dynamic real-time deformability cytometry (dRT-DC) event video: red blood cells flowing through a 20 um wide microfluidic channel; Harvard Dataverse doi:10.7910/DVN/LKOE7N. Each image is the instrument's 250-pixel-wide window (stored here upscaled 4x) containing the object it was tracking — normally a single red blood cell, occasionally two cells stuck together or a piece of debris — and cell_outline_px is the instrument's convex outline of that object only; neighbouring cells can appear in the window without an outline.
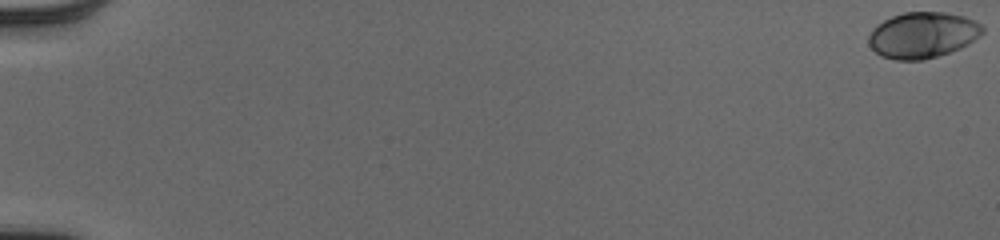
{"species": "human", "species_latin": "Homo sapiens", "temperature_condition": "cold", "stored_images_in_passage": 55, "camera_frame_rate_fps": 3000, "um_per_image_px": 0.085, "donor": {"sex": "male"}, "frame": {"image": 1, "passage_image": 1, "time_ms": 0.0, "image_size_px": [1000, 240], "cell_outline_px": [[984, 32], [980, 36], [968, 44], [960, 48], [924, 60], [896, 60], [880, 56], [868, 44], [868, 36], [872, 28], [876, 24], [892, 16], [904, 12], [944, 12], [964, 16], [980, 24], [984, 28]], "centroid_in_image_um": [78.4, 2.98], "position_along_channel_um": 6.6, "area_um2": 30.58}}
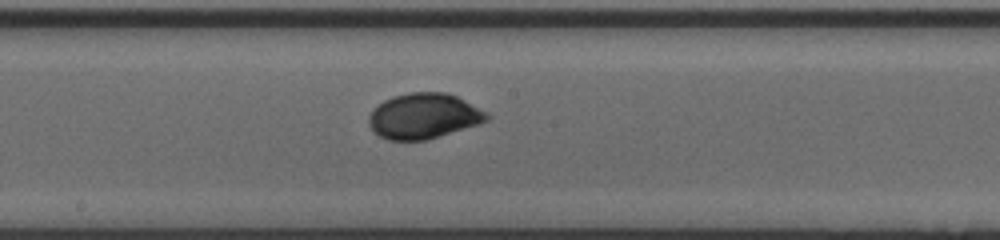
{"frame": {"image": 2, "passage_image": 32, "time_ms": 10.333, "image_size_px": [1000, 240], "cell_outline_px": [[492, 116], [488, 120], [480, 124], [424, 140], [388, 140], [380, 136], [368, 124], [368, 116], [384, 100], [392, 96], [408, 92], [444, 92], [456, 96], [488, 112]], "centroid_in_image_um": [36.05, 9.85], "position_along_channel_um": 212.2, "area_um2": 31.1}}
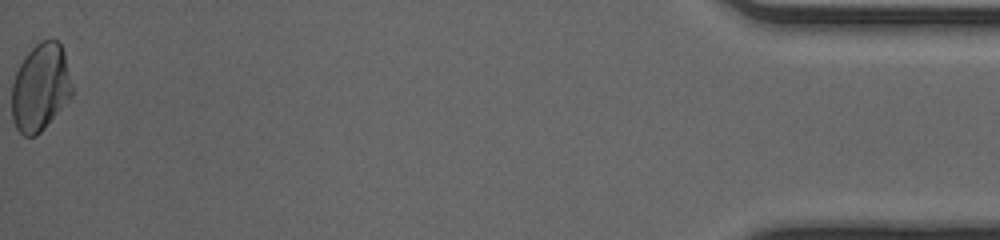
{"frame": {"image": 3, "passage_image": 55, "time_ms": 18.0, "image_size_px": [1000, 240], "cell_outline_px": [[72, 96], [44, 128], [36, 136], [24, 136], [16, 128], [12, 120], [12, 84], [16, 72], [24, 56], [40, 40], [56, 40], [60, 44], [64, 52], [72, 88]], "centroid_in_image_um": [3.41, 7.44], "position_along_channel_um": 431.8, "area_um2": 30.52}, "authors_computed_cell_mechanics": {"area_um2": 30.056, "velocity_mm_per_s": 3.9926, "shape_relaxation_time_tau1_ms": 3.1516, "shape_relaxation_time_tau2_ms": null, "deformation_change_tau1": 0.1249, "deformation_change_tau2": null}}